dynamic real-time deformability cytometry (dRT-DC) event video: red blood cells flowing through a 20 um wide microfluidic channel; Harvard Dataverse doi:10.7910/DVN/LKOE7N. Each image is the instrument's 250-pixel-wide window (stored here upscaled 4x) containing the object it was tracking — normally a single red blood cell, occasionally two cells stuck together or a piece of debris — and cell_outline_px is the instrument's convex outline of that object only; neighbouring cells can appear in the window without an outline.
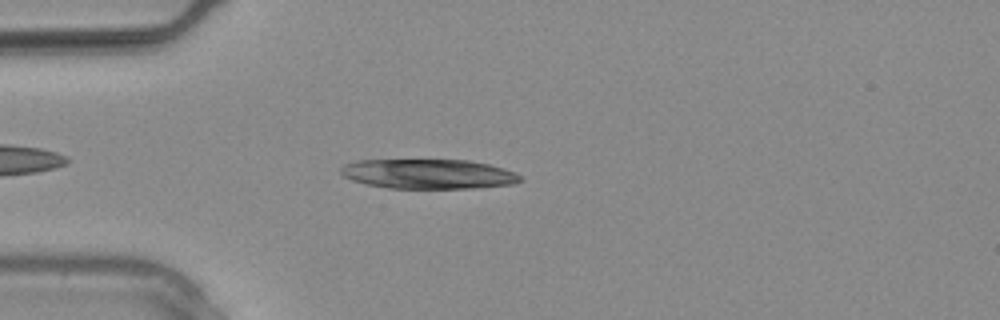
{"species": "common noctule bat (a hibernating species)", "species_latin": "Nyctalus noctula", "temperature_condition": "warm", "stored_images_in_passage": 14, "camera_frame_rate_fps": 3000, "um_per_image_px": 0.085, "animal": {"sex": "male", "body_mass_g": 20.4}, "frame": {"image": 1, "passage_image": 8, "time_ms": 2.333, "image_size_px": [1000, 320], "cell_outline_px": [[524, 180], [512, 184], [480, 188], [388, 188], [364, 184], [352, 180], [344, 176], [340, 172], [340, 168], [344, 164], [356, 160], [468, 160], [488, 164], [504, 168], [520, 176]], "centroid_in_image_um": [36.39, 14.79], "position_along_channel_um": 48.6, "area_um2": 31.15}}